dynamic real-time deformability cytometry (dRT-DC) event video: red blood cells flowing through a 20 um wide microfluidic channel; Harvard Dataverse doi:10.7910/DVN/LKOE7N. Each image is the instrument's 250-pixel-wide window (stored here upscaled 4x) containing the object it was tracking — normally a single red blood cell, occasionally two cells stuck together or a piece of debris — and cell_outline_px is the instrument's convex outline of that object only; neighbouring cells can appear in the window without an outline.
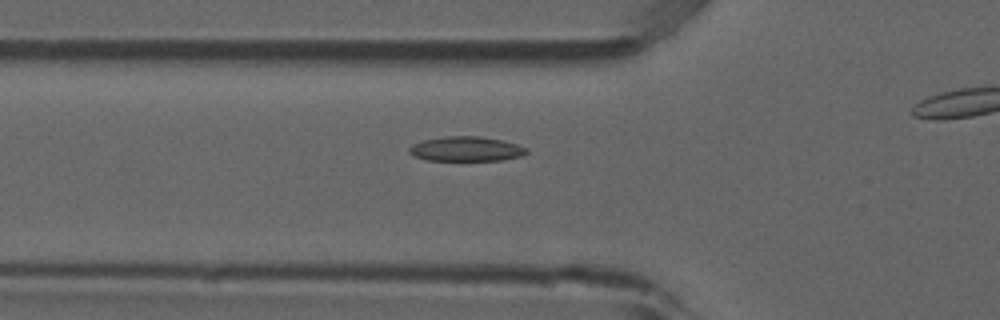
{"species": "common noctule bat (a hibernating species)", "species_latin": "Nyctalus noctula", "temperature_condition": "room temperature", "stored_images_in_passage": 44, "camera_frame_rate_fps": 3000, "um_per_image_px": 0.085, "animal": {"sex": "male", "forearm_length_mm": 52.5}, "frame": {"image": 1, "passage_image": 19, "time_ms": 6.0, "image_size_px": [1000, 320], "cell_outline_px": [[528, 152], [520, 156], [500, 160], [428, 160], [416, 156], [408, 152], [408, 148], [412, 144], [424, 140], [444, 136], [480, 136], [500, 140], [516, 144], [528, 148]], "centroid_in_image_um": [39.61, 12.65], "position_along_channel_um": 86.2, "area_um2": 16.7}}